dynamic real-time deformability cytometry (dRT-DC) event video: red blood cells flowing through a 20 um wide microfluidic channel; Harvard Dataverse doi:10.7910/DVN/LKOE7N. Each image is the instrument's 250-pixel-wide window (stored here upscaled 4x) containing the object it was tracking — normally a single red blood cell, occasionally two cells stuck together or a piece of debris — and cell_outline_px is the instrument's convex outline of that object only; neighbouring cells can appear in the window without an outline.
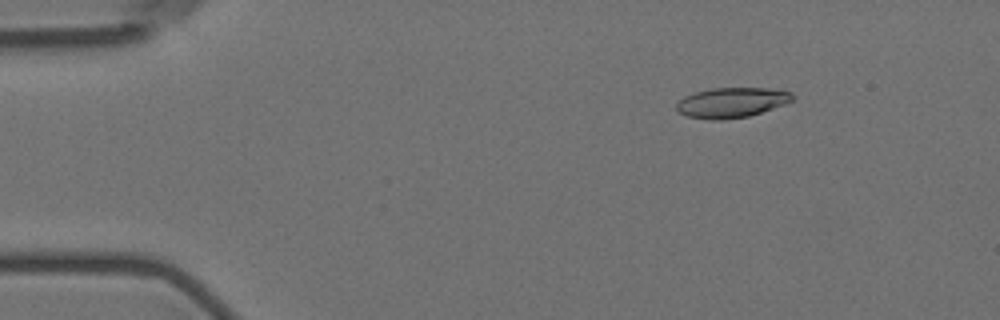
{"species": "Egyptian fruit bat (a non-hibernating species)", "species_latin": "Rousettus aegyptiacus", "temperature_condition": "room temperature", "stored_images_in_passage": 5, "camera_frame_rate_fps": 3000, "um_per_image_px": 0.085, "animal": {"sex": "female"}, "frame": {"image": 1, "passage_image": 3, "time_ms": 2.333, "image_size_px": [1000, 320], "cell_outline_px": [[796, 96], [792, 100], [784, 104], [748, 116], [724, 120], [708, 120], [688, 116], [680, 112], [676, 108], [676, 104], [684, 96], [696, 92], [712, 88], [780, 88], [792, 92]], "centroid_in_image_um": [62.22, 8.7], "position_along_channel_um": 22.8, "area_um2": 20.4}}